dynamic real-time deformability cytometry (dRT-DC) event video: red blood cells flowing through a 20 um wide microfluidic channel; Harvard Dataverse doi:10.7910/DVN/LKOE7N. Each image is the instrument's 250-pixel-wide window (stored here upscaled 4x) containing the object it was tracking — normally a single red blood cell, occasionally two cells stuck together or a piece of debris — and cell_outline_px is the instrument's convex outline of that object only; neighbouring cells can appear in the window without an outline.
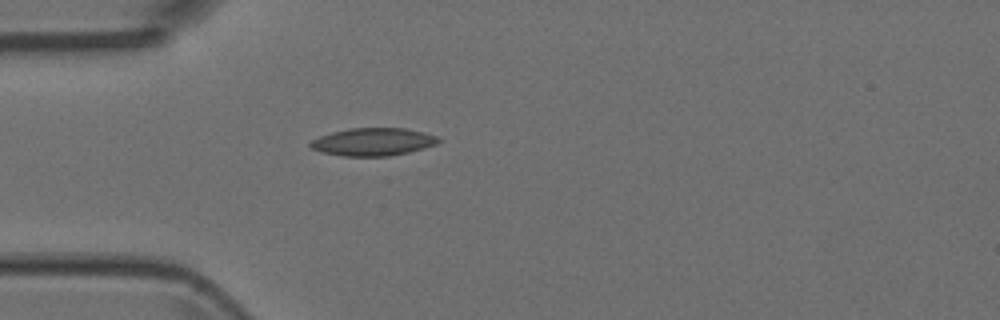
{"species": "Egyptian fruit bat (a non-hibernating species)", "species_latin": "Rousettus aegyptiacus", "temperature_condition": "room temperature", "stored_images_in_passage": 5, "camera_frame_rate_fps": 3000, "um_per_image_px": 0.085, "animal": {"sex": "female"}, "frame": {"image": 1, "passage_image": 5, "time_ms": 1.333, "image_size_px": [1000, 320], "cell_outline_px": [[444, 140], [436, 144], [424, 148], [408, 152], [388, 156], [344, 156], [320, 152], [312, 148], [308, 144], [312, 140], [320, 136], [332, 132], [348, 128], [404, 128], [424, 132], [436, 136]], "centroid_in_image_um": [31.72, 12.05], "position_along_channel_um": 53.3, "area_um2": 20.75}}